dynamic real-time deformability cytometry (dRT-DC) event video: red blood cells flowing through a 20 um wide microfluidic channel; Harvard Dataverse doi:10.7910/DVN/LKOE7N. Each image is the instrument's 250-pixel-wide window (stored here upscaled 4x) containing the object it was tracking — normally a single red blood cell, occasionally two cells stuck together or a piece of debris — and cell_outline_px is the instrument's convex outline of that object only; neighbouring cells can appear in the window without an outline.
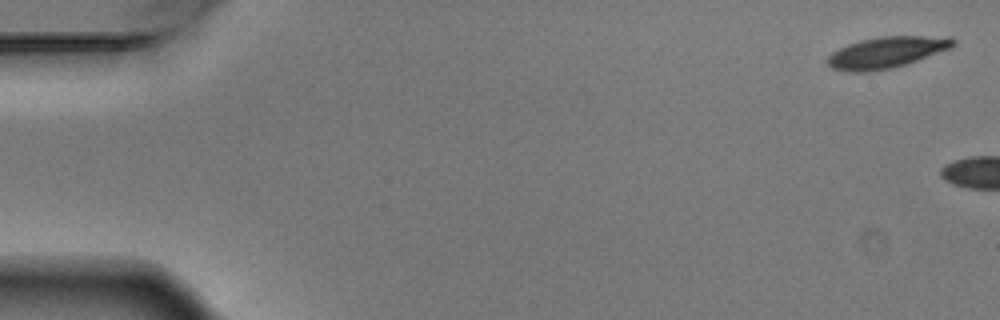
{"species": "Egyptian fruit bat (a non-hibernating species)", "species_latin": "Rousettus aegyptiacus", "temperature_condition": "warm", "stored_images_in_passage": 2, "camera_frame_rate_fps": 3000, "um_per_image_px": 0.085, "animal": {"sex": "male"}, "frame": {"image": 1, "passage_image": 1, "time_ms": 0.0, "image_size_px": [1000, 320], "cell_outline_px": [[956, 44], [952, 48], [892, 68], [868, 72], [848, 72], [832, 68], [828, 64], [828, 56], [832, 52], [848, 44], [860, 40], [880, 36], [952, 36], [956, 40]], "centroid_in_image_um": [75.39, 4.44], "position_along_channel_um": 9.6, "area_um2": 22.95}}